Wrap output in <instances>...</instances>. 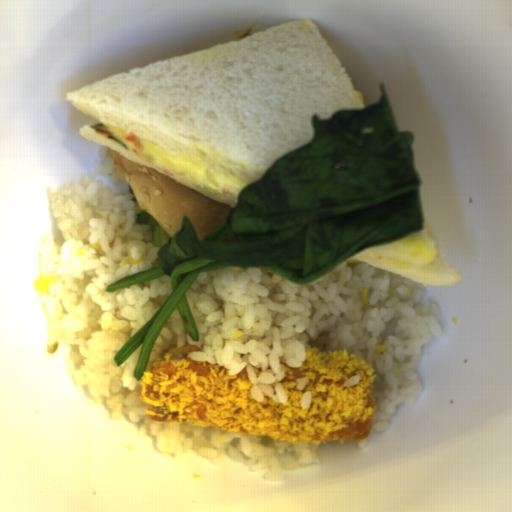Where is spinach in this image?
Listing matches in <instances>:
<instances>
[{
  "label": "spinach",
  "instance_id": "1",
  "mask_svg": "<svg viewBox=\"0 0 512 512\" xmlns=\"http://www.w3.org/2000/svg\"><path fill=\"white\" fill-rule=\"evenodd\" d=\"M310 122L312 140L243 189L210 234L199 240L185 215L182 229L159 248V265L106 286L113 292L162 276L171 283L159 309L117 352V367L142 344L134 369L141 379L175 308L199 342L186 292L201 273L266 268L304 285L358 252L424 228L414 134L400 130L385 84L370 106Z\"/></svg>",
  "mask_w": 512,
  "mask_h": 512
}]
</instances>
